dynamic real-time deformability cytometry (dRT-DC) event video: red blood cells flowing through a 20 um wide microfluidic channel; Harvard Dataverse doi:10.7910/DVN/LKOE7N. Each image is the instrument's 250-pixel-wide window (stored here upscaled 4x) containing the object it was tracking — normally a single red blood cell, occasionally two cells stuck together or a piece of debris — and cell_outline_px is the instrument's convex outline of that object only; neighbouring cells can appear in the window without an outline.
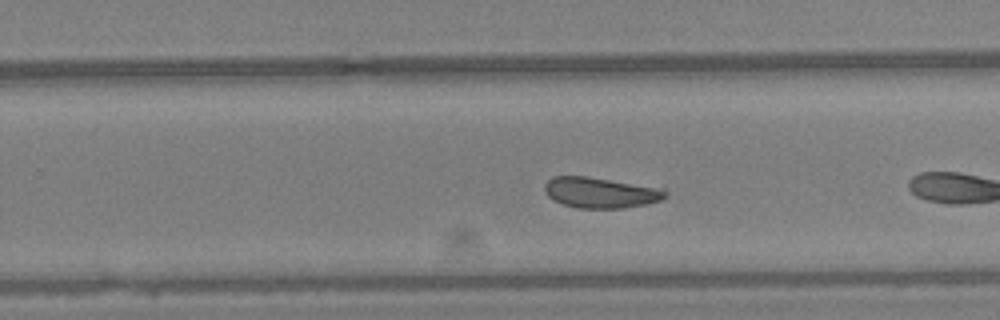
{"species": "Egyptian fruit bat (a non-hibernating species)", "species_latin": "Rousettus aegyptiacus", "temperature_condition": "warm", "stored_images_in_passage": 33, "camera_frame_rate_fps": 3000, "um_per_image_px": 0.085, "animal": {"sex": "female"}, "frame": {"image": 1, "passage_image": 15, "time_ms": 4.667, "image_size_px": [1000, 320], "cell_outline_px": [[668, 196], [660, 200], [644, 204], [624, 208], [576, 208], [552, 200], [544, 192], [544, 184], [552, 176], [588, 176], [664, 188], [668, 192]], "centroid_in_image_um": [51.04, 16.36], "position_along_channel_um": 278.8, "area_um2": 21.79}, "authors_computed_cell_mechanics": {"area_um2": 22.0218, "velocity_mm_per_s": 4.323, "shape_relaxation_time_tau1_ms": 2.8049, "shape_relaxation_time_tau2_ms": null, "deformation_change_tau1": 0.0499, "deformation_change_tau2": null}}